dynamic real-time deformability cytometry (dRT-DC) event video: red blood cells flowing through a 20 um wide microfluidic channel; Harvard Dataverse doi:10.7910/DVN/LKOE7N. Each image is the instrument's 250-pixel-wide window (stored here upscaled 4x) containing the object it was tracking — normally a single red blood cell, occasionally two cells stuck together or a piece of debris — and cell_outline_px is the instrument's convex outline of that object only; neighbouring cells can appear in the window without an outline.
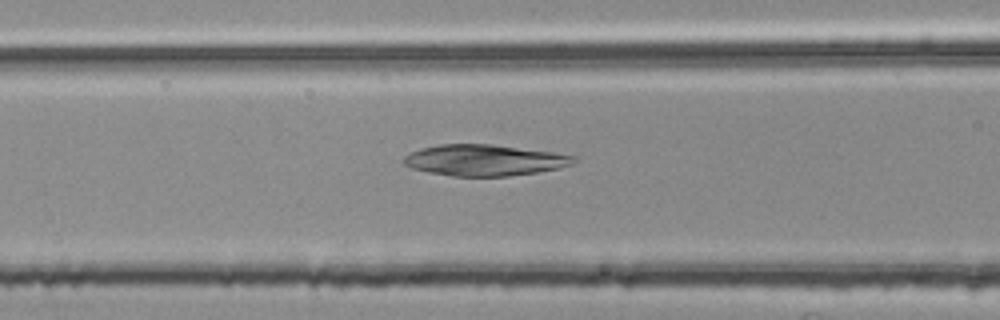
{"species": "common noctule bat (a hibernating species)", "species_latin": "Nyctalus noctula", "temperature_condition": "room temperature", "stored_images_in_passage": 32, "camera_frame_rate_fps": 3000, "um_per_image_px": 0.085, "animal": {"sex": "female", "body_mass_g": 25.1}, "frame": {"image": 1, "passage_image": 10, "time_ms": 3.0, "image_size_px": [1000, 320], "cell_outline_px": [[576, 160], [572, 164], [560, 168], [536, 172], [508, 176], [452, 176], [428, 172], [412, 168], [404, 164], [404, 156], [420, 148], [440, 144], [492, 144], [552, 152], [576, 156]], "centroid_in_image_um": [41.17, 13.61], "position_along_channel_um": 125.4, "area_um2": 30.75}}
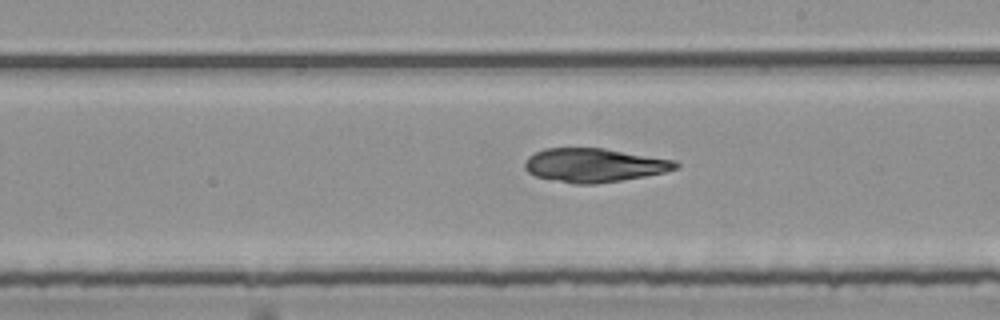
{"frame": {"image": 2, "passage_image": 19, "time_ms": 6.0, "image_size_px": [1000, 320], "cell_outline_px": [[680, 168], [664, 172], [644, 176], [596, 184], [576, 184], [536, 176], [528, 172], [524, 168], [524, 164], [528, 156], [544, 148], [604, 148], [676, 160], [680, 164]], "centroid_in_image_um": [50.53, 14.03], "position_along_channel_um": 238.5, "area_um2": 29.65}}
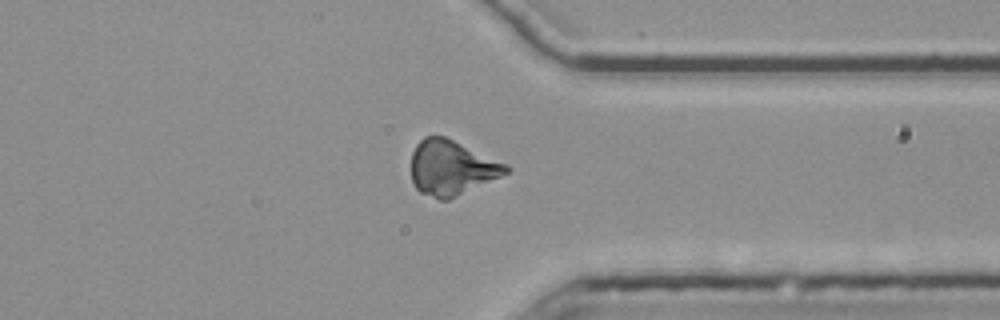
{"frame": {"image": 3, "passage_image": 30, "time_ms": 9.667, "image_size_px": [1000, 320], "cell_outline_px": [[512, 168], [508, 172], [500, 176], [448, 200], [440, 200], [420, 192], [416, 188], [412, 180], [412, 152], [416, 144], [424, 136], [444, 136], [508, 164]], "centroid_in_image_um": [38.37, 14.25], "position_along_channel_um": 373.0, "area_um2": 30.11}}